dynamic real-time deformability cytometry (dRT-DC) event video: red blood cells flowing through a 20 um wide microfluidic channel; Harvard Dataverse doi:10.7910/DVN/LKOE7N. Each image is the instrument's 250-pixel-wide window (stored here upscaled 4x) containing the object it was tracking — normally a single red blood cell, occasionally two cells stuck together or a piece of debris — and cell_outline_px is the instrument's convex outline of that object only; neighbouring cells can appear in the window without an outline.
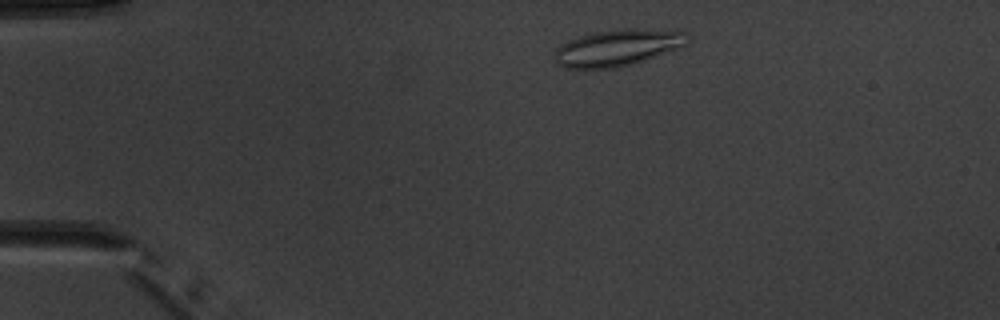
{"species": "common noctule bat (a hibernating species)", "species_latin": "Nyctalus noctula", "temperature_condition": "warm", "stored_images_in_passage": 4, "camera_frame_rate_fps": 3000, "um_per_image_px": 0.085, "animal": {"sex": "male", "body_mass_g": 20.1, "forearm_length_mm": 53.5}, "frame": {"image": 1, "passage_image": 2, "time_ms": 1.0, "image_size_px": [1000, 320], "cell_outline_px": [[688, 44], [680, 48], [632, 64], [612, 68], [564, 68], [556, 64], [556, 48], [560, 44], [568, 40], [580, 36], [596, 32], [628, 28], [640, 28], [684, 32]], "centroid_in_image_um": [52.47, 4.06], "position_along_channel_um": 32.5, "area_um2": 28.03}}
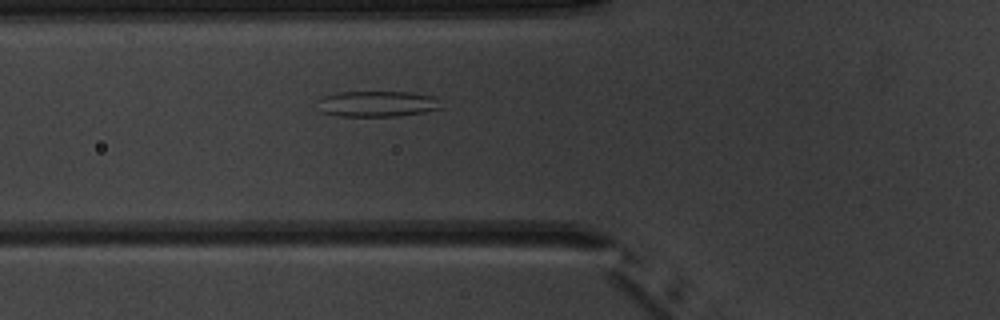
{"frame": {"image": 2, "passage_image": 4, "time_ms": 4.0, "image_size_px": [1000, 320], "cell_outline_px": [[444, 108], [424, 112], [400, 116], [336, 116], [320, 112], [316, 100], [320, 96], [336, 92], [408, 92], [432, 96], [440, 100]], "centroid_in_image_um": [32.02, 8.83], "position_along_channel_um": 93.8, "area_um2": 19.02}}